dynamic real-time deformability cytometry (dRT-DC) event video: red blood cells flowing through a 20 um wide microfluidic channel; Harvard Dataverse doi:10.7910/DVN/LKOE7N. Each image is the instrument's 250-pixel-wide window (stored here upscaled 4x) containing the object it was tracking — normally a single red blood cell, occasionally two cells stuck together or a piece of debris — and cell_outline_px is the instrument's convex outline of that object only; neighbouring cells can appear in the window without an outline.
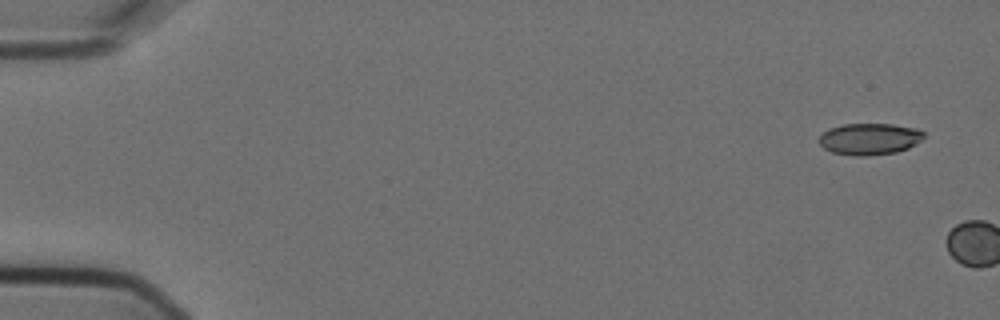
{"species": "Egyptian fruit bat (a non-hibernating species)", "species_latin": "Rousettus aegyptiacus", "temperature_condition": "cold", "stored_images_in_passage": 2, "camera_frame_rate_fps": 3000, "um_per_image_px": 0.085, "animal": {"sex": "female"}, "frame": {"image": 1, "passage_image": 1, "time_ms": 0.0, "image_size_px": [1000, 320], "cell_outline_px": [[924, 136], [920, 140], [908, 148], [896, 152], [868, 156], [856, 156], [832, 152], [824, 148], [820, 144], [820, 136], [828, 128], [844, 124], [892, 124], [916, 128], [924, 132]], "centroid_in_image_um": [73.9, 11.81], "position_along_channel_um": 11.1, "area_um2": 19.19}}